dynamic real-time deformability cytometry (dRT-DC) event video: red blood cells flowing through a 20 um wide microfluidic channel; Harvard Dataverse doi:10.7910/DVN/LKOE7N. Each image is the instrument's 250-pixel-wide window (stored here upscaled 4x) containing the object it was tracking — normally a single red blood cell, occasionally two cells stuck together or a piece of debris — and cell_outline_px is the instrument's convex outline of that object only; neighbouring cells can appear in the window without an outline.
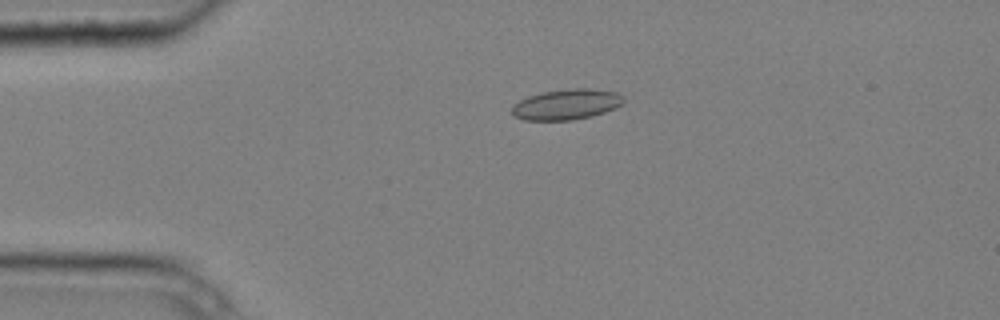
{"species": "common noctule bat (a hibernating species)", "species_latin": "Nyctalus noctula", "temperature_condition": "cold", "stored_images_in_passage": 5, "camera_frame_rate_fps": 3000, "um_per_image_px": 0.085, "animal": {"sex": "male", "body_mass_g": 20.4}, "frame": {"image": 1, "passage_image": 4, "time_ms": 1.0, "image_size_px": [1000, 320], "cell_outline_px": [[624, 100], [616, 108], [592, 116], [572, 120], [524, 120], [512, 116], [512, 104], [528, 96], [544, 92], [572, 88], [588, 88], [616, 92], [624, 96]], "centroid_in_image_um": [48.13, 8.88], "position_along_channel_um": 36.9, "area_um2": 19.88}}